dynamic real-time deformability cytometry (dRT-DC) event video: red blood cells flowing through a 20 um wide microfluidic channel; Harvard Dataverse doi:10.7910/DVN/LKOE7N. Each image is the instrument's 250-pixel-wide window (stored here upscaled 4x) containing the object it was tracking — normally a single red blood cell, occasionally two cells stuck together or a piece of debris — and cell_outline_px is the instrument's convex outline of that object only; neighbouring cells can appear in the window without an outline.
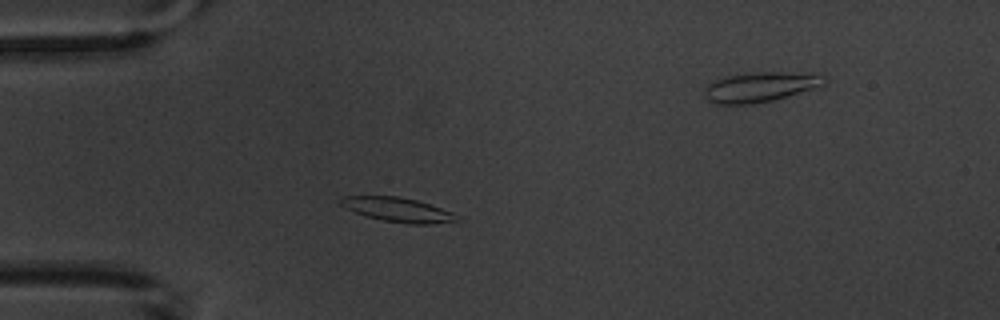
{"species": "common noctule bat (a hibernating species)", "species_latin": "Nyctalus noctula", "temperature_condition": "warm", "stored_images_in_passage": 3, "camera_frame_rate_fps": 3000, "um_per_image_px": 0.085, "animal": {"sex": "male", "body_mass_g": 20.1, "forearm_length_mm": 53.5}, "frame": {"image": 1, "passage_image": 2, "time_ms": 1.333, "image_size_px": [1000, 320], "cell_outline_px": [[460, 216], [456, 220], [432, 224], [408, 224], [384, 220], [368, 216], [356, 212], [340, 204], [340, 196], [400, 196], [416, 200], [452, 212]], "centroid_in_image_um": [33.82, 17.81], "position_along_channel_um": 51.2, "area_um2": 16.13}}